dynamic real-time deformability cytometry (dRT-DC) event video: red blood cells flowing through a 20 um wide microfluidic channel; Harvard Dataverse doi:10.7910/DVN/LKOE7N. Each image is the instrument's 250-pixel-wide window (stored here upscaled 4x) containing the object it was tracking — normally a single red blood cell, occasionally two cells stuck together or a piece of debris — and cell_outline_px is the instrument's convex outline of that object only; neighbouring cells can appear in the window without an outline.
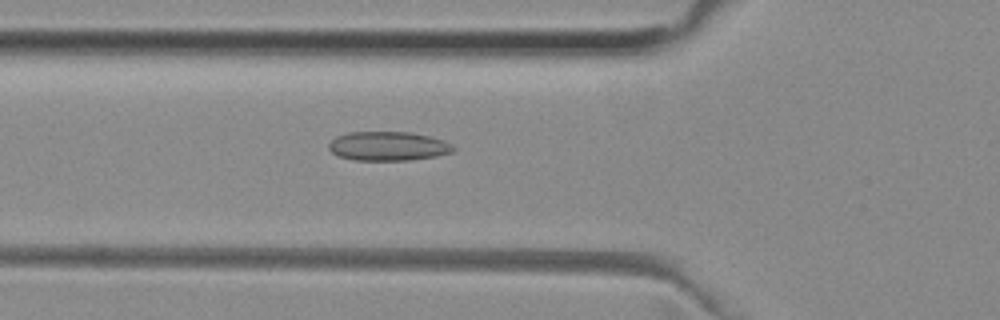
{"species": "common noctule bat (a hibernating species)", "species_latin": "Nyctalus noctula", "temperature_condition": "room temperature", "stored_images_in_passage": 41, "camera_frame_rate_fps": 3000, "um_per_image_px": 0.085, "animal": {"sex": "female", "body_mass_g": 29.2, "forearm_length_mm": 56.3}, "frame": {"image": 1, "passage_image": 8, "time_ms": 2.333, "image_size_px": [1000, 320], "cell_outline_px": [[456, 148], [452, 152], [436, 156], [408, 160], [356, 160], [340, 156], [332, 152], [328, 148], [328, 144], [336, 136], [348, 132], [412, 132], [444, 140], [452, 144]], "centroid_in_image_um": [33.0, 12.41], "position_along_channel_um": 92.8, "area_um2": 21.1}}
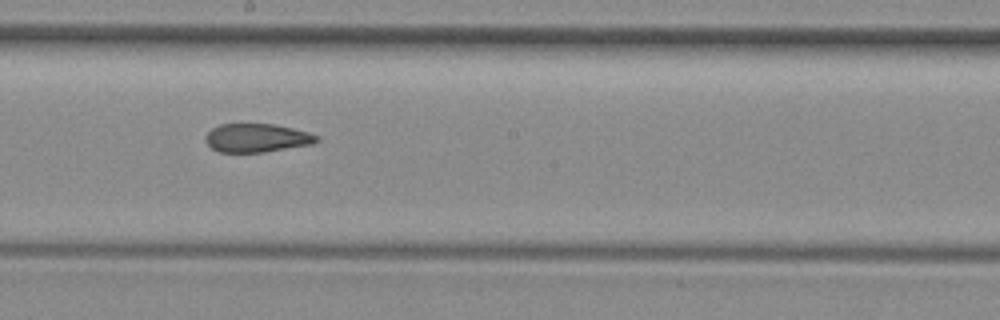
{"frame": {"image": 2, "passage_image": 18, "time_ms": 5.667, "image_size_px": [1000, 320], "cell_outline_px": [[320, 140], [312, 144], [264, 152], [220, 152], [212, 148], [204, 140], [204, 136], [212, 128], [220, 124], [276, 124], [308, 132], [320, 136]], "centroid_in_image_um": [21.83, 11.72], "position_along_channel_um": 226.4, "area_um2": 18.55}}
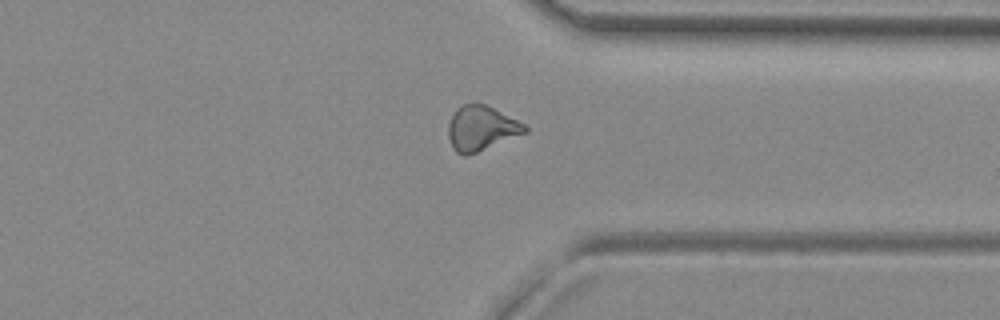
{"frame": {"image": 3, "passage_image": 29, "time_ms": 9.333, "image_size_px": [1000, 320], "cell_outline_px": [[528, 132], [468, 156], [464, 156], [456, 152], [452, 148], [448, 136], [448, 124], [456, 108], [464, 104], [484, 104], [524, 124], [528, 128]], "centroid_in_image_um": [40.88, 10.94], "position_along_channel_um": 370.5, "area_um2": 19.83}, "authors_computed_cell_mechanics": {"area_um2": 19.7676, "velocity_mm_per_s": 3.9964, "shape_relaxation_time_tau1_ms": null, "shape_relaxation_time_tau2_ms": 1.5989, "deformation_change_tau1": null, "deformation_change_tau2": 0.0786}}